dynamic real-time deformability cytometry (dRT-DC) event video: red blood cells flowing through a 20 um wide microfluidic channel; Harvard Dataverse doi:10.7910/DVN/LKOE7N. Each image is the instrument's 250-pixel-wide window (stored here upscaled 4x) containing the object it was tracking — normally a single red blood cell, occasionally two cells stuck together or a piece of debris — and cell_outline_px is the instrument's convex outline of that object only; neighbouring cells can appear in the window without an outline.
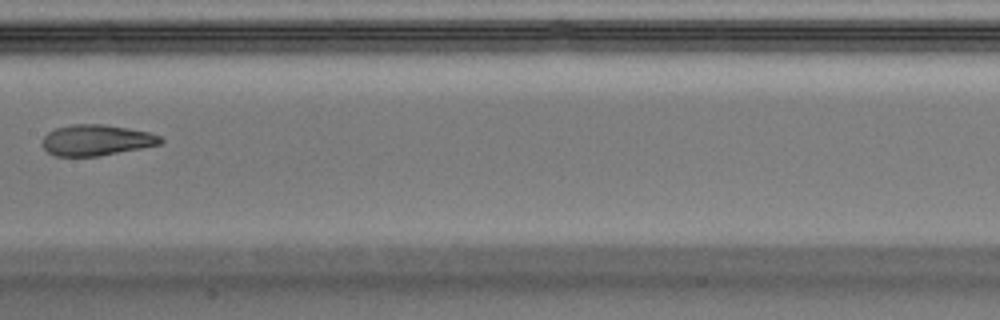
{"species": "Egyptian fruit bat (a non-hibernating species)", "species_latin": "Rousettus aegyptiacus", "temperature_condition": "warm", "stored_images_in_passage": 8, "camera_frame_rate_fps": 3000, "um_per_image_px": 0.085, "animal": {"sex": "male"}, "frame": {"image": 1, "passage_image": 8, "time_ms": 2.333, "image_size_px": [1000, 320], "cell_outline_px": [[164, 140], [160, 144], [100, 156], [56, 156], [48, 152], [40, 144], [44, 136], [48, 132], [56, 128], [72, 124], [104, 124], [128, 128], [148, 132], [160, 136]], "centroid_in_image_um": [8.16, 11.91], "position_along_channel_um": 199.2, "area_um2": 21.27}}